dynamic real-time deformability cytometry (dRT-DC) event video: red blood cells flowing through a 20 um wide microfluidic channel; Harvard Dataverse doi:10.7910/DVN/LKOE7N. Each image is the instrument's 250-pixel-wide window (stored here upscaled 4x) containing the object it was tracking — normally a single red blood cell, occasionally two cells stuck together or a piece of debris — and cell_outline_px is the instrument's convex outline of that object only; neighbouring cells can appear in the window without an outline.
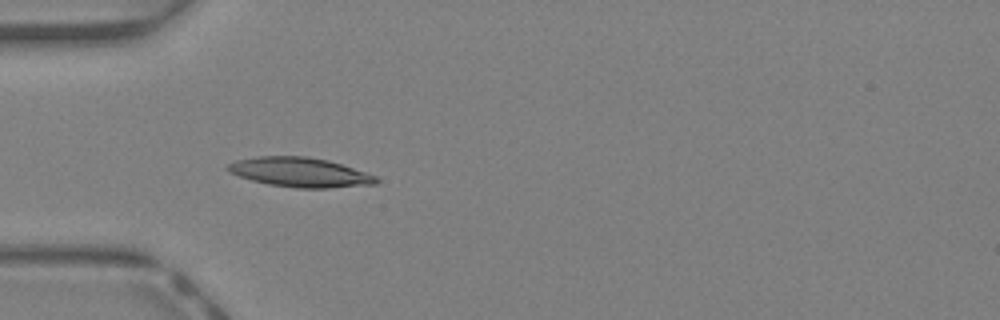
{"species": "Egyptian fruit bat (a non-hibernating species)", "species_latin": "Rousettus aegyptiacus", "temperature_condition": "warm", "stored_images_in_passage": 45, "camera_frame_rate_fps": 3000, "um_per_image_px": 0.085, "animal": {"sex": "female"}, "frame": {"image": 1, "passage_image": 14, "time_ms": 4.333, "image_size_px": [1000, 320], "cell_outline_px": [[380, 180], [376, 184], [328, 188], [296, 188], [268, 184], [252, 180], [228, 172], [224, 168], [228, 164], [236, 160], [256, 156], [308, 156], [328, 160], [376, 176]], "centroid_in_image_um": [25.46, 14.64], "position_along_channel_um": 59.5, "area_um2": 25.49}}
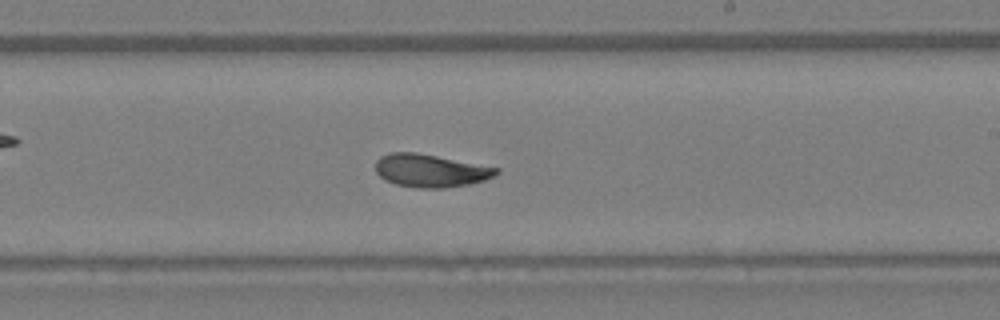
{"frame": {"image": 2, "passage_image": 27, "time_ms": 8.667, "image_size_px": [1000, 320], "cell_outline_px": [[500, 172], [484, 180], [468, 184], [444, 188], [420, 188], [396, 184], [384, 180], [376, 172], [376, 160], [380, 156], [388, 152], [416, 152], [500, 168]], "centroid_in_image_um": [36.56, 14.49], "position_along_channel_um": 252.4, "area_um2": 23.12}}
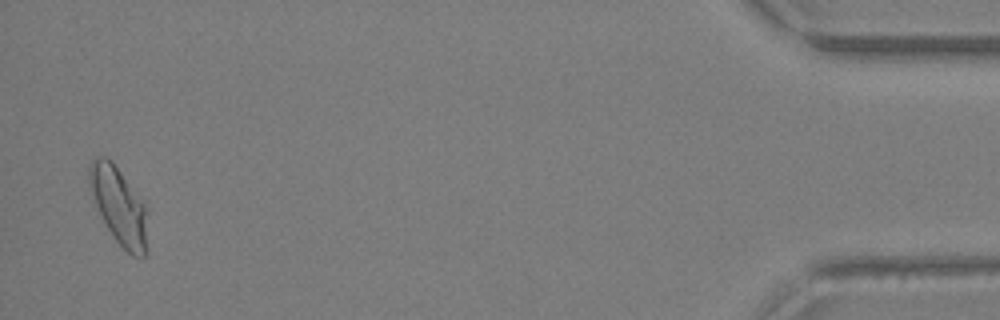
{"frame": {"image": 3, "passage_image": 44, "time_ms": 14.333, "image_size_px": [1000, 320], "cell_outline_px": [[148, 252], [140, 260], [132, 256], [112, 236], [96, 204], [88, 184], [88, 168], [92, 160], [100, 156], [104, 156], [112, 160], [144, 204], [148, 212]], "centroid_in_image_um": [10.16, 17.54], "position_along_channel_um": 425.0, "area_um2": 26.3}, "authors_computed_cell_mechanics": {"area_um2": 23.2356, "velocity_mm_per_s": 4.5508, "shape_relaxation_time_tau1_ms": 5.0266, "shape_relaxation_time_tau2_ms": 3.3234, "deformation_change_tau1": 0.158, "deformation_change_tau2": 0.0881}}